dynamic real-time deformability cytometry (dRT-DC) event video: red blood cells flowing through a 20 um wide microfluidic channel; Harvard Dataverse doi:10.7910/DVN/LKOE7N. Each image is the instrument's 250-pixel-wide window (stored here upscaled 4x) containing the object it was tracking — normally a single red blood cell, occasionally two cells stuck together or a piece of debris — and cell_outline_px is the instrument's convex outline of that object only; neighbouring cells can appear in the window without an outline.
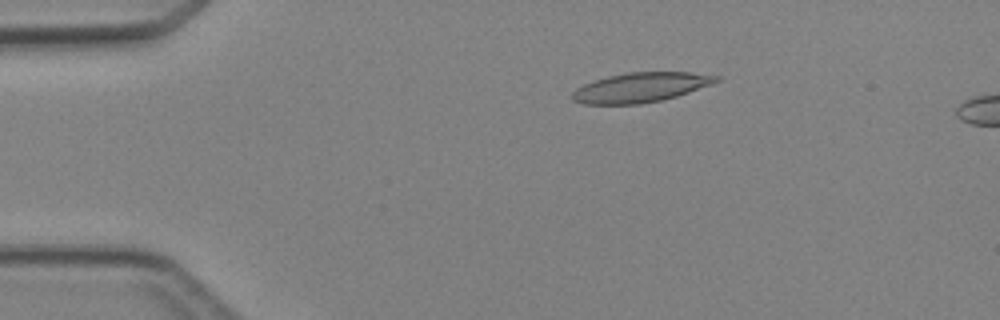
{"species": "Egyptian fruit bat (a non-hibernating species)", "species_latin": "Rousettus aegyptiacus", "temperature_condition": "cold", "stored_images_in_passage": 4, "camera_frame_rate_fps": 3000, "um_per_image_px": 0.085, "animal": {"sex": "female"}, "frame": {"image": 1, "passage_image": 4, "time_ms": 4.667, "image_size_px": [1000, 320], "cell_outline_px": [[720, 80], [712, 84], [676, 96], [660, 100], [640, 104], [584, 104], [572, 100], [572, 92], [576, 88], [584, 84], [608, 76], [628, 72], [688, 72], [720, 76]], "centroid_in_image_um": [54.44, 7.43], "position_along_channel_um": 30.6, "area_um2": 24.68}}